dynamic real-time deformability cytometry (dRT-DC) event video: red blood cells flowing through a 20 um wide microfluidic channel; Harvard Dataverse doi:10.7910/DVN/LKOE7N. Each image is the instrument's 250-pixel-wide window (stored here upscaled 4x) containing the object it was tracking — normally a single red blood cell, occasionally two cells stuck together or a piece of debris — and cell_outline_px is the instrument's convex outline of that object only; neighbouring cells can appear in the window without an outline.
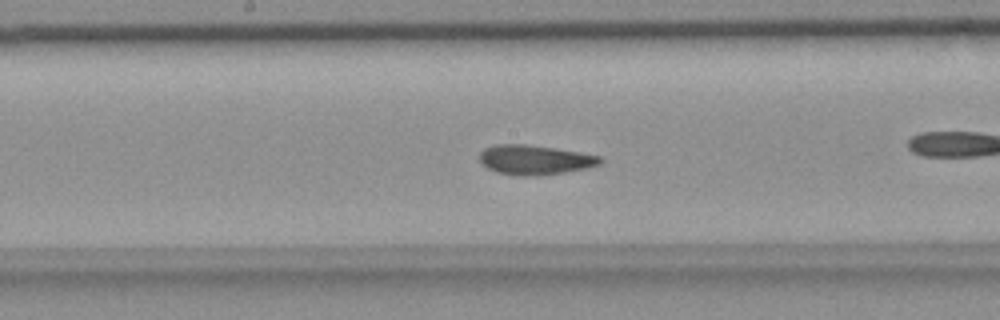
{"species": "common noctule bat (a hibernating species)", "species_latin": "Nyctalus noctula", "temperature_condition": "room temperature", "stored_images_in_passage": 50, "camera_frame_rate_fps": 3000, "um_per_image_px": 0.085, "animal": {"sex": "female", "body_mass_g": 18.4}, "frame": {"image": 1, "passage_image": 22, "time_ms": 7.0, "image_size_px": [1000, 320], "cell_outline_px": [[604, 160], [600, 164], [588, 168], [564, 172], [536, 176], [520, 176], [496, 172], [480, 164], [480, 152], [484, 148], [496, 144], [524, 144], [556, 148], [580, 152], [600, 156]], "centroid_in_image_um": [45.45, 13.58], "position_along_channel_um": 202.7, "area_um2": 20.98}}
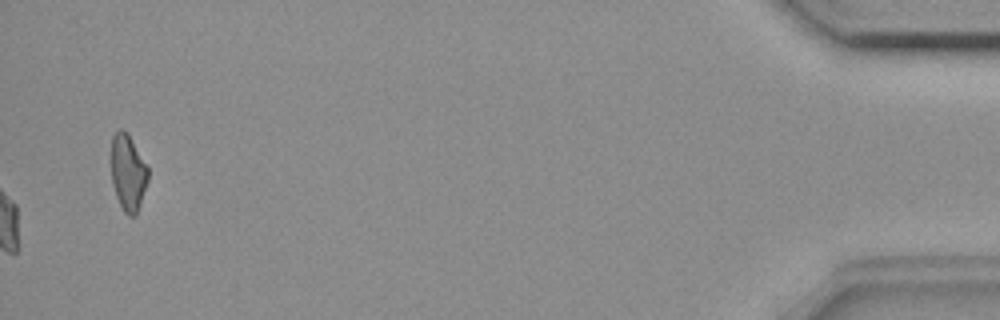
{"frame": {"image": 2, "passage_image": 50, "time_ms": 16.333, "image_size_px": [1000, 320], "cell_outline_px": [[148, 180], [140, 204], [136, 212], [132, 216], [128, 216], [124, 212], [116, 196], [112, 184], [112, 136], [120, 128], [124, 128], [128, 132], [148, 168]], "centroid_in_image_um": [10.88, 14.64], "position_along_channel_um": 424.3, "area_um2": 16.24}, "authors_computed_cell_mechanics": {"area_um2": 20.8947, "velocity_mm_per_s": 3.6467, "shape_relaxation_time_tau1_ms": 6.6263, "shape_relaxation_time_tau2_ms": 1.8137, "deformation_change_tau1": 0.1493, "deformation_change_tau2": 0.0861}}